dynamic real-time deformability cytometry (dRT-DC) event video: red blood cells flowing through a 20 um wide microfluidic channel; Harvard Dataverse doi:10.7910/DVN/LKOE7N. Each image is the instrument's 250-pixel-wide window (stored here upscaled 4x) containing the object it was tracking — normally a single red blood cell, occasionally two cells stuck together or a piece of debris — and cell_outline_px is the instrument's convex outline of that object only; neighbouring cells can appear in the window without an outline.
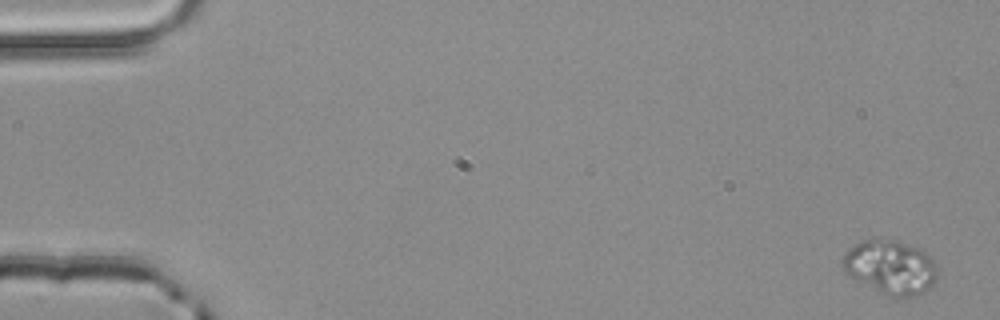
{"species": "common noctule bat (a hibernating species)", "species_latin": "Nyctalus noctula", "temperature_condition": "room temperature", "stored_images_in_passage": 5, "camera_frame_rate_fps": 3000, "um_per_image_px": 0.085, "animal": {"sex": "male", "body_mass_g": 20.4}, "frame": {"image": 1, "passage_image": 5, "time_ms": 1.333, "image_size_px": [1000, 320], "cell_outline_px": [[940, 272], [932, 288], [916, 296], [888, 296], [880, 292], [852, 276], [840, 264], [840, 260], [844, 252], [860, 240], [872, 236], [876, 236], [900, 240], [920, 248], [928, 252], [936, 264]], "centroid_in_image_um": [75.74, 22.64], "position_along_channel_um": 9.3, "area_um2": 30.75}}